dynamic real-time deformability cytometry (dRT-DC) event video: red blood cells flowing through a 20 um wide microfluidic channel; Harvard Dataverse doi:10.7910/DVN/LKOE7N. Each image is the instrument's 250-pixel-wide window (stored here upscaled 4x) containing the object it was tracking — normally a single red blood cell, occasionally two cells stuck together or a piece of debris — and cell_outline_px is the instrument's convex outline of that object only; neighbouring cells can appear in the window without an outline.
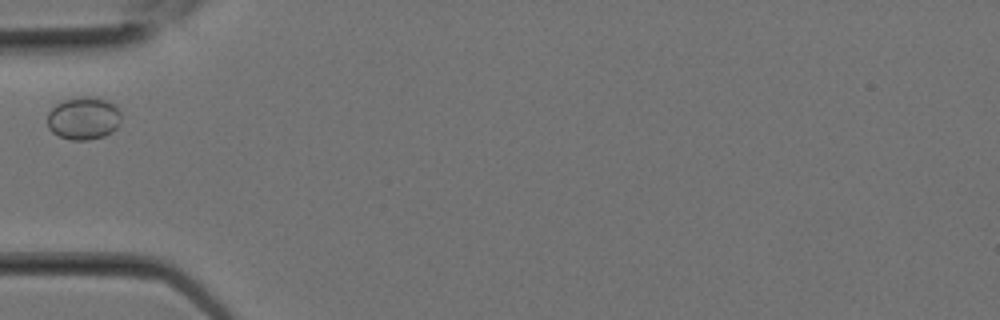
{"species": "Egyptian fruit bat (a non-hibernating species)", "species_latin": "Rousettus aegyptiacus", "temperature_condition": "room temperature", "stored_images_in_passage": 1, "camera_frame_rate_fps": 3000, "um_per_image_px": 0.085, "animal": {"sex": "female"}, "frame": {"image": 1, "passage_image": 1, "time_ms": 0.0, "image_size_px": [1000, 320], "cell_outline_px": [[120, 120], [116, 128], [112, 132], [104, 136], [88, 140], [72, 140], [60, 136], [52, 132], [48, 128], [48, 112], [56, 104], [64, 100], [80, 96], [96, 96], [108, 100], [116, 104], [120, 112]], "centroid_in_image_um": [7.12, 10.03], "position_along_channel_um": 77.9, "area_um2": 18.61}}